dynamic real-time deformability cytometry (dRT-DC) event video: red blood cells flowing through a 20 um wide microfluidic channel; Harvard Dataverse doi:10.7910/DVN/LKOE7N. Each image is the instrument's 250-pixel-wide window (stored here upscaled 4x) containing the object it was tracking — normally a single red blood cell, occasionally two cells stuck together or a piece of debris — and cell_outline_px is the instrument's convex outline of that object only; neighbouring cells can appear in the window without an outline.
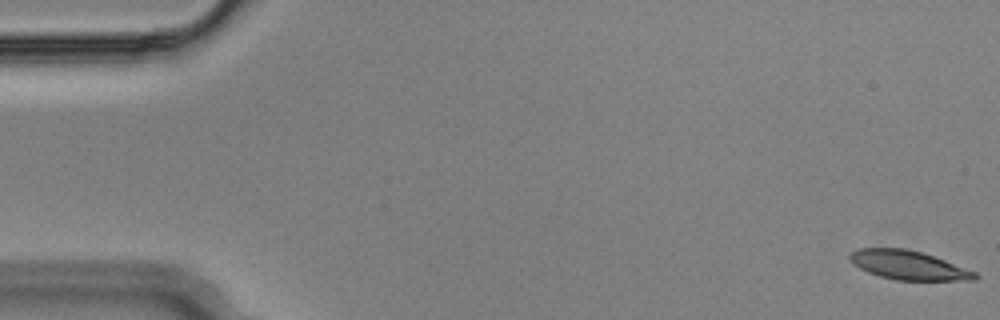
{"species": "Egyptian fruit bat (a non-hibernating species)", "species_latin": "Rousettus aegyptiacus", "temperature_condition": "cold", "stored_images_in_passage": 55, "camera_frame_rate_fps": 3000, "um_per_image_px": 0.085, "animal": {"sex": "male"}, "frame": {"image": 1, "passage_image": 1, "time_ms": 0.0, "image_size_px": [1000, 320], "cell_outline_px": [[980, 276], [976, 280], [896, 280], [880, 276], [868, 272], [852, 264], [848, 256], [852, 252], [860, 248], [904, 248], [920, 252], [944, 260], [976, 272]], "centroid_in_image_um": [77.2, 22.54], "position_along_channel_um": 7.8, "area_um2": 20.92}}
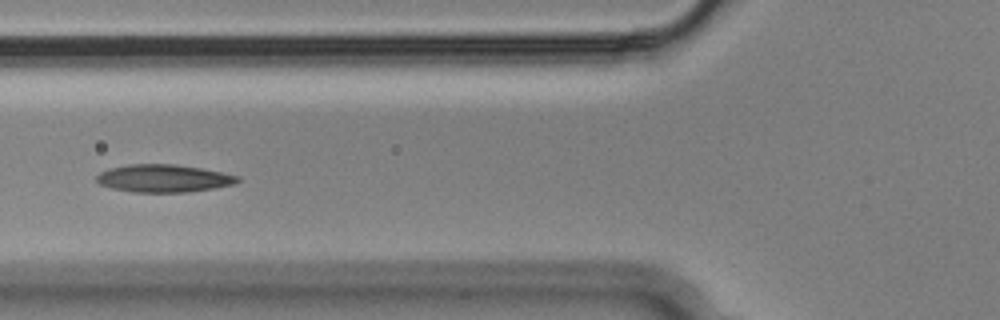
{"frame": {"image": 2, "passage_image": 21, "time_ms": 6.667, "image_size_px": [1000, 320], "cell_outline_px": [[240, 180], [236, 184], [216, 188], [188, 192], [132, 192], [112, 188], [100, 184], [96, 180], [96, 176], [100, 172], [108, 168], [128, 164], [172, 164], [200, 168], [224, 172], [240, 176]], "centroid_in_image_um": [13.94, 15.16], "position_along_channel_um": 111.9, "area_um2": 22.95}}
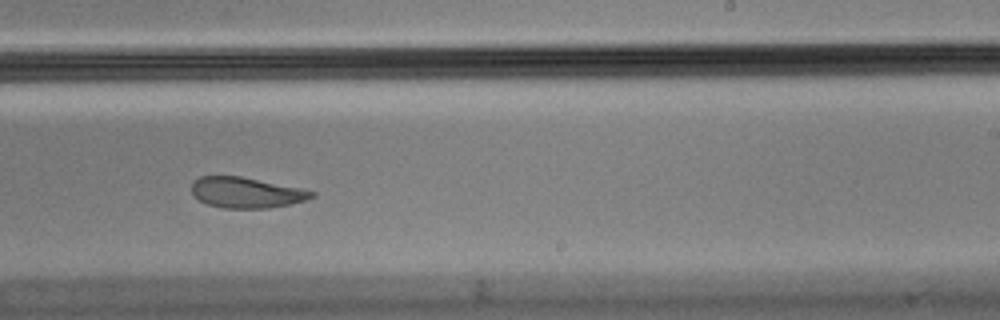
{"frame": {"image": 3, "passage_image": 34, "time_ms": 11.0, "image_size_px": [1000, 320], "cell_outline_px": [[316, 196], [304, 200], [288, 204], [268, 208], [224, 208], [208, 204], [200, 200], [192, 192], [192, 184], [200, 176], [240, 176], [300, 188], [316, 192]], "centroid_in_image_um": [20.94, 16.37], "position_along_channel_um": 268.1, "area_um2": 21.1}, "authors_computed_cell_mechanics": {"area_um2": 22.6576, "velocity_mm_per_s": 3.6049, "shape_relaxation_time_tau1_ms": 7.6492, "shape_relaxation_time_tau2_ms": 3.0465, "deformation_change_tau1": 0.1846, "deformation_change_tau2": 0.1025}}